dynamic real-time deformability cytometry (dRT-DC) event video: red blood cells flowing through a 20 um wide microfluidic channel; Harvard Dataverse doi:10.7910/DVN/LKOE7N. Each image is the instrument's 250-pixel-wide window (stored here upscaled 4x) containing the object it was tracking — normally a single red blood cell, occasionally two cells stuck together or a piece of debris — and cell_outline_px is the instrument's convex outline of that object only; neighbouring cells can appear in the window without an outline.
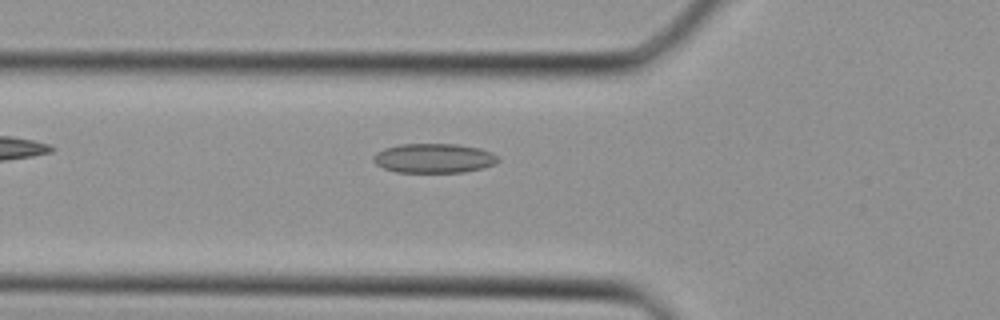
{"species": "Egyptian fruit bat (a non-hibernating species)", "species_latin": "Rousettus aegyptiacus", "temperature_condition": "cold", "stored_images_in_passage": 26, "camera_frame_rate_fps": 3000, "um_per_image_px": 0.085, "animal": {"sex": "female"}, "frame": {"image": 1, "passage_image": 2, "time_ms": 0.333, "image_size_px": [1000, 320], "cell_outline_px": [[500, 160], [496, 164], [484, 168], [464, 172], [396, 172], [384, 168], [376, 164], [372, 160], [372, 156], [376, 152], [384, 148], [400, 144], [456, 144], [480, 148], [492, 152]], "centroid_in_image_um": [36.88, 13.45], "position_along_channel_um": 88.9, "area_um2": 21.56}}
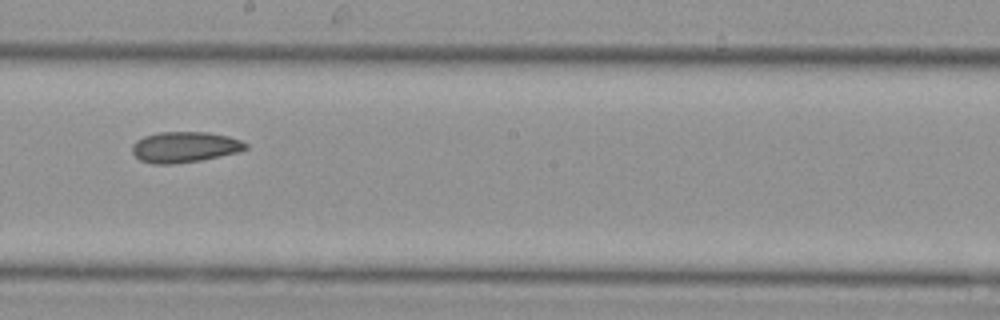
{"frame": {"image": 2, "passage_image": 10, "time_ms": 3.0, "image_size_px": [1000, 320], "cell_outline_px": [[248, 148], [240, 152], [200, 160], [172, 164], [152, 164], [140, 160], [132, 152], [132, 144], [136, 140], [144, 136], [160, 132], [208, 132], [228, 136], [240, 140], [248, 144]], "centroid_in_image_um": [15.7, 12.5], "position_along_channel_um": 232.5, "area_um2": 20.4}}
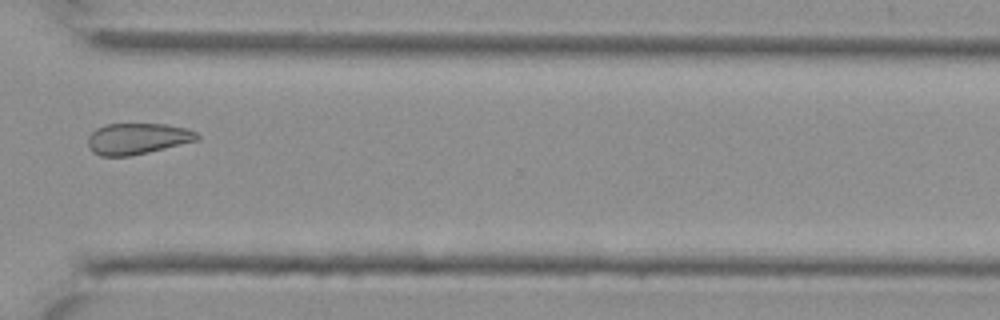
{"frame": {"image": 3, "passage_image": 17, "time_ms": 5.333, "image_size_px": [1000, 320], "cell_outline_px": [[200, 140], [148, 152], [128, 156], [100, 156], [92, 152], [88, 148], [88, 136], [96, 128], [104, 124], [164, 124], [188, 128], [196, 132], [200, 136]], "centroid_in_image_um": [11.68, 11.78], "position_along_channel_um": 358.9, "area_um2": 20.0}}